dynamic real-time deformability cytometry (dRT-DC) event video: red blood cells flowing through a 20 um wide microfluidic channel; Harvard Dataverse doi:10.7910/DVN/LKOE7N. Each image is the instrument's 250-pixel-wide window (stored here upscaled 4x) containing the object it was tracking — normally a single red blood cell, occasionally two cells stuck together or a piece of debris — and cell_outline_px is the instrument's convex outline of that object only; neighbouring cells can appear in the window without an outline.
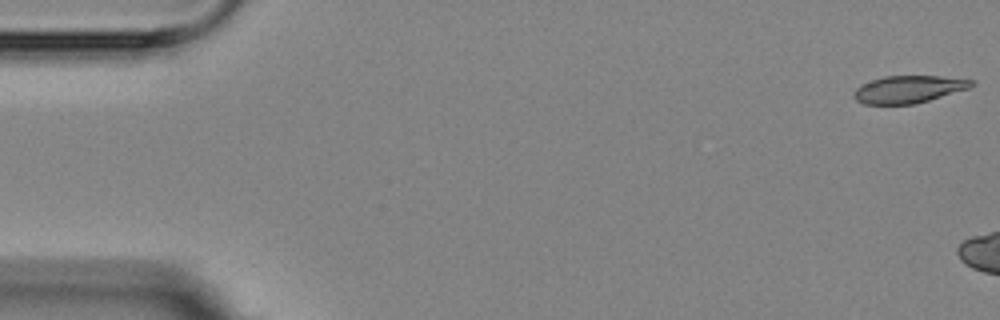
{"species": "Egyptian fruit bat (a non-hibernating species)", "species_latin": "Rousettus aegyptiacus", "temperature_condition": "room temperature", "stored_images_in_passage": 3, "camera_frame_rate_fps": 3000, "um_per_image_px": 0.085, "animal": {"sex": "female"}, "frame": {"image": 1, "passage_image": 1, "time_ms": 0.0, "image_size_px": [1000, 320], "cell_outline_px": [[976, 84], [968, 88], [916, 104], [864, 104], [856, 100], [852, 96], [856, 88], [860, 84], [884, 76], [940, 76], [976, 80]], "centroid_in_image_um": [77.22, 7.58], "position_along_channel_um": 7.8, "area_um2": 18.79}}